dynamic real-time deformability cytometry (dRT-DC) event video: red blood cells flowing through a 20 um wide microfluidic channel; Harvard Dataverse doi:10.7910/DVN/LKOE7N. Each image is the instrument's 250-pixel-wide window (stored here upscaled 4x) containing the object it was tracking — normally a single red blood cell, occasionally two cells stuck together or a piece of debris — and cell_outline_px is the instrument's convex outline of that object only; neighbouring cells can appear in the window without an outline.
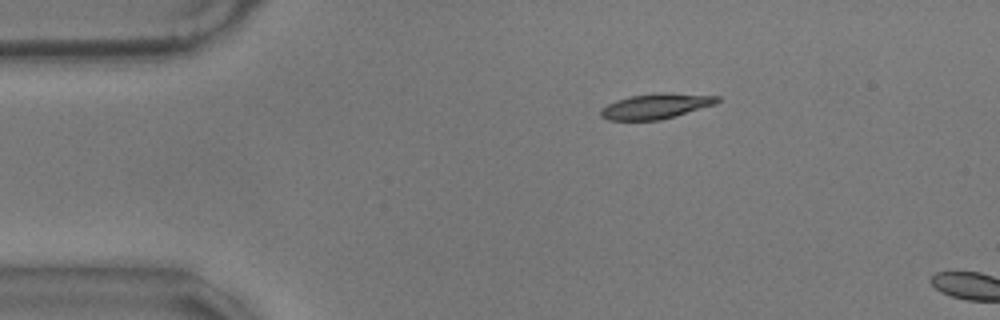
{"species": "common noctule bat (a hibernating species)", "species_latin": "Nyctalus noctula", "temperature_condition": "warm", "stored_images_in_passage": 5, "camera_frame_rate_fps": 3000, "um_per_image_px": 0.085, "animal": {"sex": "male", "body_mass_g": 17.9}, "frame": {"image": 1, "passage_image": 2, "time_ms": 0.333, "image_size_px": [1000, 320], "cell_outline_px": [[720, 100], [716, 104], [676, 116], [660, 120], [608, 120], [600, 116], [600, 108], [616, 100], [628, 96], [656, 92], [668, 92], [720, 96]], "centroid_in_image_um": [55.75, 9.01], "position_along_channel_um": 29.2, "area_um2": 17.46}}